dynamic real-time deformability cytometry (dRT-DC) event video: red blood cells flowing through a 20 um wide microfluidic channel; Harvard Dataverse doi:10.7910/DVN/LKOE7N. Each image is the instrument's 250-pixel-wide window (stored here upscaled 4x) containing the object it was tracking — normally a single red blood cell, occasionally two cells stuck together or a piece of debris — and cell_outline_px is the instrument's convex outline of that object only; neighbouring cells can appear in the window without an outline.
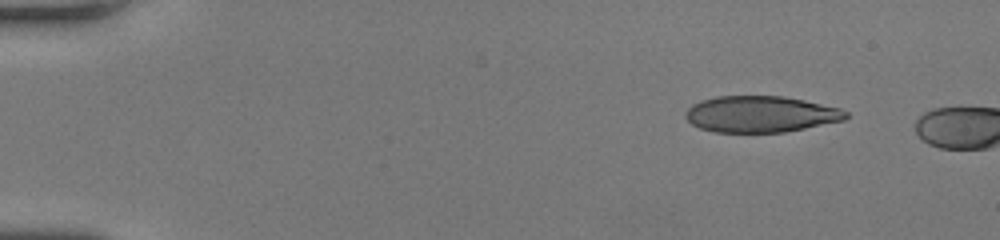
{"species": "human", "species_latin": "Homo sapiens", "temperature_condition": "room temperature", "stored_images_in_passage": 5, "camera_frame_rate_fps": 3000, "um_per_image_px": 0.085, "donor": {"sex": "female"}, "frame": {"image": 1, "passage_image": 1, "time_ms": 0.0, "image_size_px": [1000, 240], "cell_outline_px": [[848, 116], [844, 120], [784, 132], [716, 132], [700, 128], [692, 124], [684, 116], [684, 112], [692, 104], [700, 100], [716, 96], [784, 96], [804, 100], [840, 108], [848, 112]], "centroid_in_image_um": [64.63, 9.69], "position_along_channel_um": 20.4, "area_um2": 33.93}}